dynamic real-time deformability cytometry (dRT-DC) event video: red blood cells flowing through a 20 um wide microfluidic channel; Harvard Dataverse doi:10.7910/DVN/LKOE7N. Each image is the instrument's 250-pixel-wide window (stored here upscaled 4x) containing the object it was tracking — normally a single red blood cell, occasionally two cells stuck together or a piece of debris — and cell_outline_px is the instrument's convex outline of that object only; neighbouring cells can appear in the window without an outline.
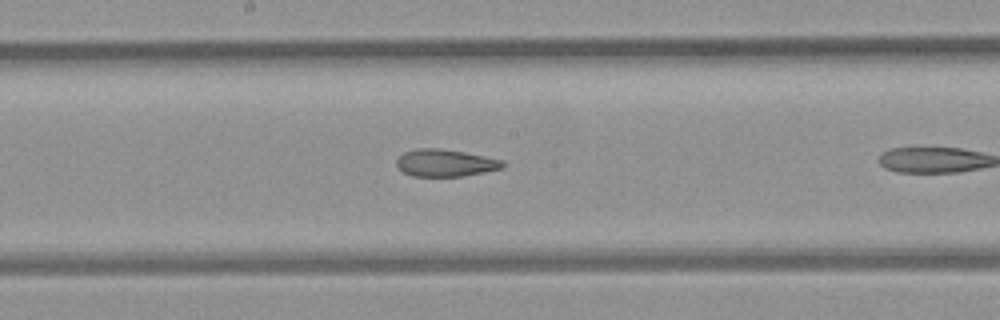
{"species": "common noctule bat (a hibernating species)", "species_latin": "Nyctalus noctula", "temperature_condition": "room temperature", "stored_images_in_passage": 10, "camera_frame_rate_fps": 3000, "um_per_image_px": 0.085, "animal": {"sex": "female", "body_mass_g": 21.9}, "frame": {"image": 1, "passage_image": 9, "time_ms": 2.667, "image_size_px": [1000, 320], "cell_outline_px": [[504, 168], [464, 176], [412, 176], [396, 168], [396, 160], [404, 152], [416, 148], [440, 148], [464, 152], [504, 160]], "centroid_in_image_um": [37.84, 13.85], "position_along_channel_um": 210.4, "area_um2": 16.94}}